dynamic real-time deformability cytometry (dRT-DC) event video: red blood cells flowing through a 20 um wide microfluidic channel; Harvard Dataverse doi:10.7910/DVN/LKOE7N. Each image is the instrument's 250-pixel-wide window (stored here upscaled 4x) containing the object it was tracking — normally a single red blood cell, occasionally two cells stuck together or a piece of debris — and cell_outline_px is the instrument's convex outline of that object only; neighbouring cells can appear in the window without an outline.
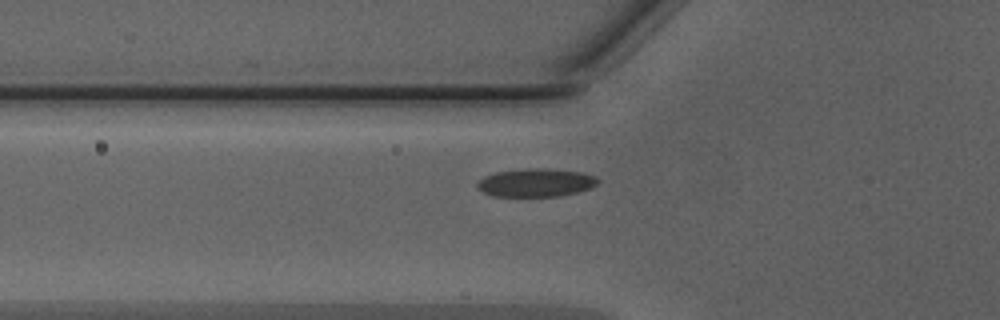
{"species": "Egyptian fruit bat (a non-hibernating species)", "species_latin": "Rousettus aegyptiacus", "temperature_condition": "warm", "stored_images_in_passage": 35, "camera_frame_rate_fps": 3000, "um_per_image_px": 0.085, "animal": {"sex": "male"}, "frame": {"image": 1, "passage_image": 5, "time_ms": 1.333, "image_size_px": [1000, 320], "cell_outline_px": [[600, 180], [596, 184], [588, 188], [576, 192], [560, 196], [492, 196], [484, 192], [476, 184], [484, 176], [496, 172], [536, 168], [548, 168], [580, 172], [596, 176]], "centroid_in_image_um": [45.56, 15.52], "position_along_channel_um": 80.2, "area_um2": 19.54}}
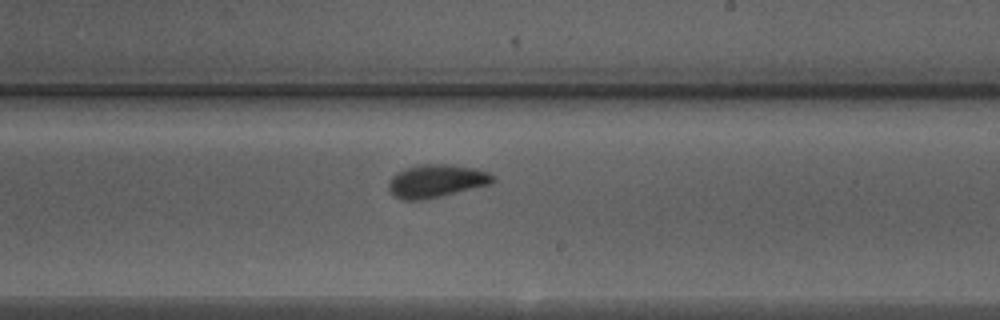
{"frame": {"image": 2, "passage_image": 17, "time_ms": 5.333, "image_size_px": [1000, 320], "cell_outline_px": [[496, 180], [492, 184], [424, 200], [404, 200], [396, 196], [388, 188], [388, 184], [392, 176], [396, 172], [420, 164], [452, 164], [476, 168], [488, 172]], "centroid_in_image_um": [37.12, 15.38], "position_along_channel_um": 251.9, "area_um2": 20.06}}
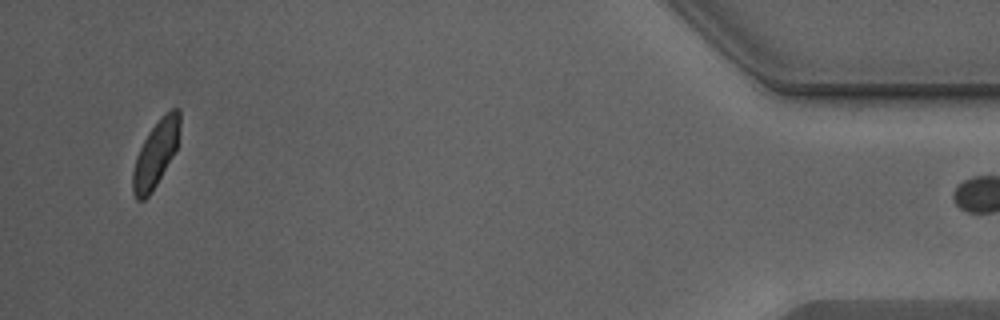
{"frame": {"image": 3, "passage_image": 34, "time_ms": 11.0, "image_size_px": [1000, 320], "cell_outline_px": [[180, 128], [176, 148], [172, 156], [152, 192], [144, 200], [136, 200], [132, 192], [132, 172], [136, 156], [148, 132], [160, 116], [172, 108], [180, 108]], "centroid_in_image_um": [13.22, 13.06], "position_along_channel_um": 422.0, "area_um2": 18.15}}